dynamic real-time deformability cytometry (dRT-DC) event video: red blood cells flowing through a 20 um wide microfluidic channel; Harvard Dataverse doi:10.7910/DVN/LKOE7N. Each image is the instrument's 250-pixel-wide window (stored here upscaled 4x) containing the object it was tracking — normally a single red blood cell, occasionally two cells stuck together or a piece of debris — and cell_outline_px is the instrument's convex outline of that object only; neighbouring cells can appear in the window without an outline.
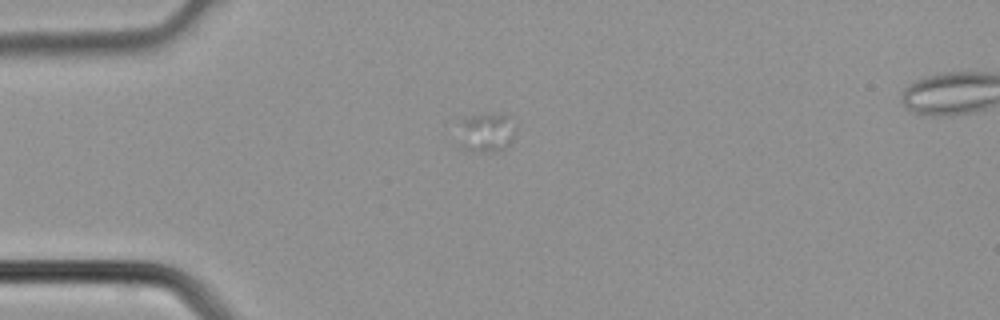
{"species": "common noctule bat (a hibernating species)", "species_latin": "Nyctalus noctula", "temperature_condition": "cold", "stored_images_in_passage": 3, "camera_frame_rate_fps": 3000, "um_per_image_px": 0.085, "animal": {"sex": "male", "body_mass_g": 21.5, "forearm_length_mm": 52.0}, "frame": {"image": 1, "passage_image": 2, "time_ms": 0.333, "image_size_px": [1000, 320], "cell_outline_px": [[516, 128], [512, 140], [508, 144], [500, 148], [488, 152], [484, 152], [460, 148], [460, 144], [464, 116], [508, 116]], "centroid_in_image_um": [41.35, 11.29], "position_along_channel_um": 43.6, "area_um2": 12.14}}